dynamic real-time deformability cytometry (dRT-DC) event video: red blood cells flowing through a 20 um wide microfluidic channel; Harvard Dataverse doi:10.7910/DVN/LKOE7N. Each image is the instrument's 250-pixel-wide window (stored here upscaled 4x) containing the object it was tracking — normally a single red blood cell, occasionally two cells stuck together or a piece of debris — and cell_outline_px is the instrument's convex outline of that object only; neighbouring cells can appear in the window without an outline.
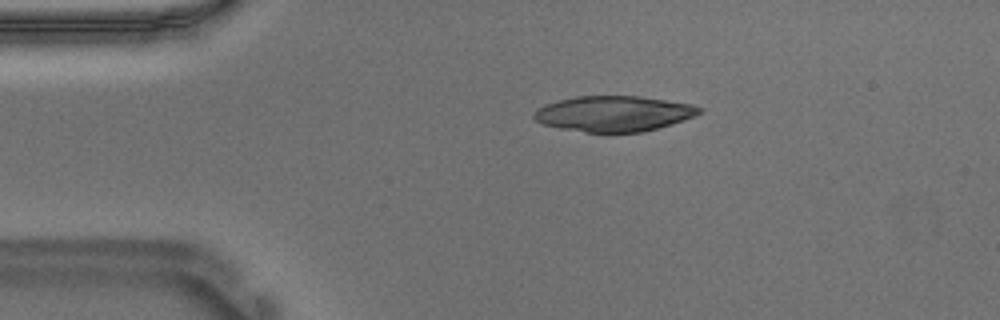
{"species": "Egyptian fruit bat (a non-hibernating species)", "species_latin": "Rousettus aegyptiacus", "temperature_condition": "warm", "stored_images_in_passage": 44, "camera_frame_rate_fps": 3000, "um_per_image_px": 0.085, "animal": {"sex": "male"}, "frame": {"image": 1, "passage_image": 1, "time_ms": 0.0, "image_size_px": [1000, 320], "cell_outline_px": [[704, 112], [696, 116], [672, 124], [644, 132], [608, 136], [560, 128], [544, 124], [536, 120], [532, 116], [536, 108], [544, 104], [576, 96], [640, 96], [692, 104], [704, 108]], "centroid_in_image_um": [52.2, 9.7], "position_along_channel_um": 32.8, "area_um2": 35.32}}